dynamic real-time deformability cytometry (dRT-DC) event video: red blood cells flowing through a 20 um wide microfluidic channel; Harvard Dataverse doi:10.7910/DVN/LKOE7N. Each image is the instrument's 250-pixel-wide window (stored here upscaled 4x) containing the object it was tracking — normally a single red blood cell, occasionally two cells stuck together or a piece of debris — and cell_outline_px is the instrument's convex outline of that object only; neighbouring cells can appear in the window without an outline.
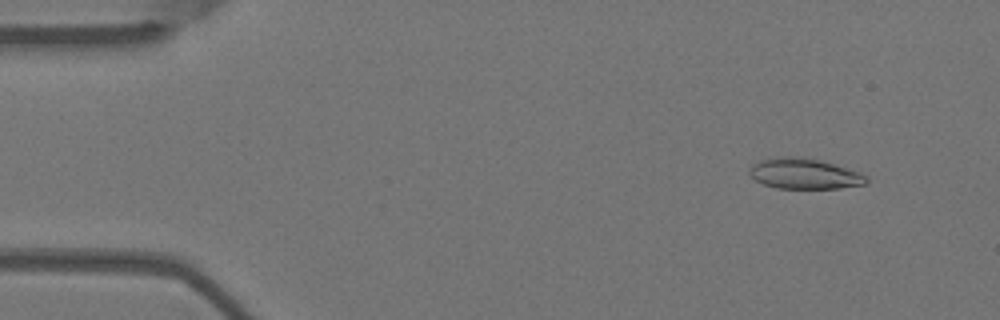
{"species": "Egyptian fruit bat (a non-hibernating species)", "species_latin": "Rousettus aegyptiacus", "temperature_condition": "warm", "stored_images_in_passage": 54, "camera_frame_rate_fps": 3000, "um_per_image_px": 0.085, "animal": {"sex": "female"}, "frame": {"image": 1, "passage_image": 5, "time_ms": 1.333, "image_size_px": [1000, 320], "cell_outline_px": [[868, 180], [864, 184], [840, 188], [776, 188], [764, 184], [756, 180], [748, 172], [752, 164], [760, 160], [784, 156], [796, 156], [816, 160], [832, 164], [860, 172], [868, 176]], "centroid_in_image_um": [68.36, 14.77], "position_along_channel_um": 16.6, "area_um2": 20.52}}
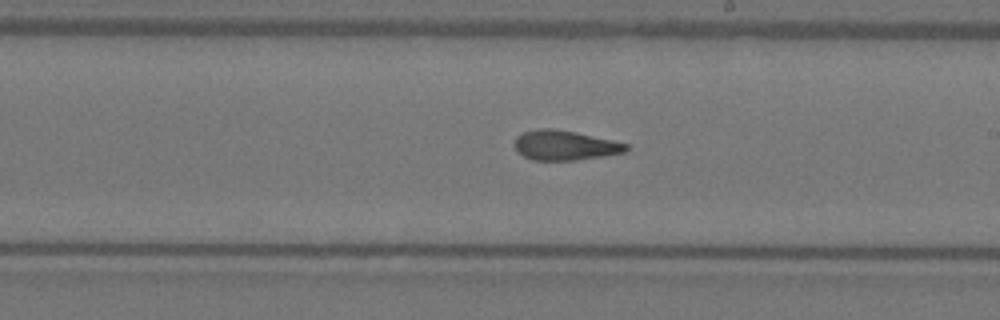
{"frame": {"image": 2, "passage_image": 31, "time_ms": 10.0, "image_size_px": [1000, 320], "cell_outline_px": [[628, 148], [624, 152], [576, 160], [532, 160], [516, 152], [516, 136], [524, 132], [536, 128], [552, 128], [576, 132], [612, 140], [628, 144]], "centroid_in_image_um": [47.98, 12.34], "position_along_channel_um": 241.0, "area_um2": 19.19}}
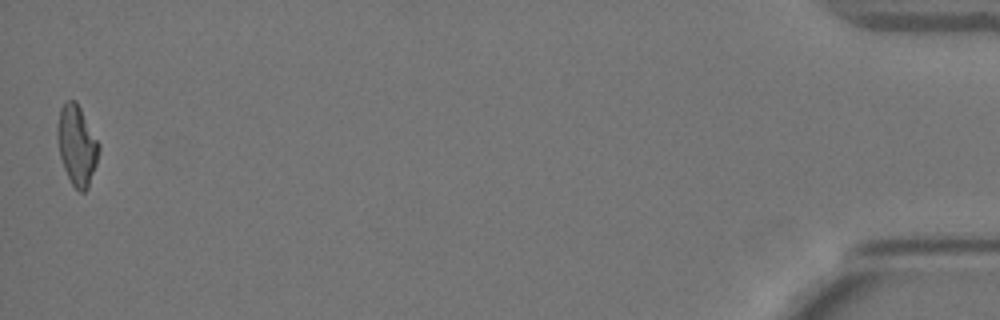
{"frame": {"image": 3, "passage_image": 54, "time_ms": 17.667, "image_size_px": [1000, 320], "cell_outline_px": [[100, 148], [96, 164], [88, 188], [84, 192], [80, 192], [72, 184], [64, 168], [60, 156], [56, 136], [56, 128], [60, 108], [68, 100], [76, 100], [100, 144]], "centroid_in_image_um": [6.53, 12.33], "position_along_channel_um": 428.7, "area_um2": 19.31}, "authors_computed_cell_mechanics": {"area_um2": 19.7676, "velocity_mm_per_s": 3.6947, "shape_relaxation_time_tau1_ms": null, "shape_relaxation_time_tau2_ms": 2.2009, "deformation_change_tau1": null, "deformation_change_tau2": 0.0979}}